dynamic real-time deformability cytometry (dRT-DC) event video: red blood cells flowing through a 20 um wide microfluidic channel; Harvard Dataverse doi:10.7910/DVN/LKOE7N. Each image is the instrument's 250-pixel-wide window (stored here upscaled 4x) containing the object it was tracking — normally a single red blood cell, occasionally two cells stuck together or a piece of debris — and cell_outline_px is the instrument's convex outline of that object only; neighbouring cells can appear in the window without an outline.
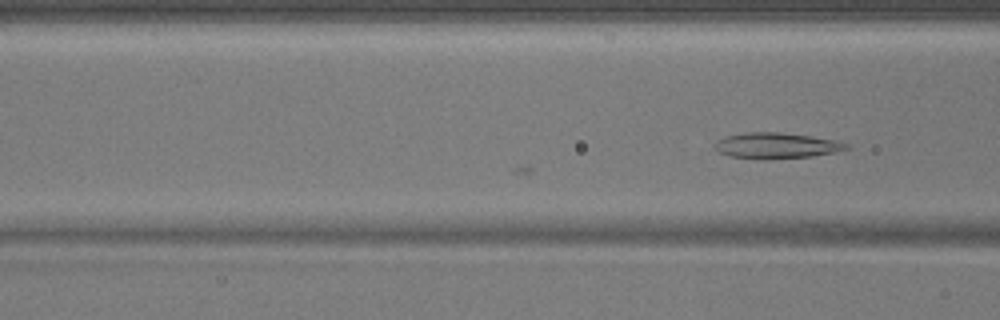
{"species": "common noctule bat (a hibernating species)", "species_latin": "Nyctalus noctula", "temperature_condition": "warm", "stored_images_in_passage": 4, "camera_frame_rate_fps": 3000, "um_per_image_px": 0.085, "animal": {"sex": "male", "body_mass_g": 17.9}, "frame": {"image": 1, "passage_image": 4, "time_ms": 1.0, "image_size_px": [1000, 320], "cell_outline_px": [[852, 148], [812, 156], [732, 156], [720, 152], [712, 148], [712, 144], [716, 140], [724, 136], [748, 132], [780, 132], [808, 136], [832, 140], [848, 144]], "centroid_in_image_um": [65.94, 12.32], "position_along_channel_um": 100.7, "area_um2": 18.61}}